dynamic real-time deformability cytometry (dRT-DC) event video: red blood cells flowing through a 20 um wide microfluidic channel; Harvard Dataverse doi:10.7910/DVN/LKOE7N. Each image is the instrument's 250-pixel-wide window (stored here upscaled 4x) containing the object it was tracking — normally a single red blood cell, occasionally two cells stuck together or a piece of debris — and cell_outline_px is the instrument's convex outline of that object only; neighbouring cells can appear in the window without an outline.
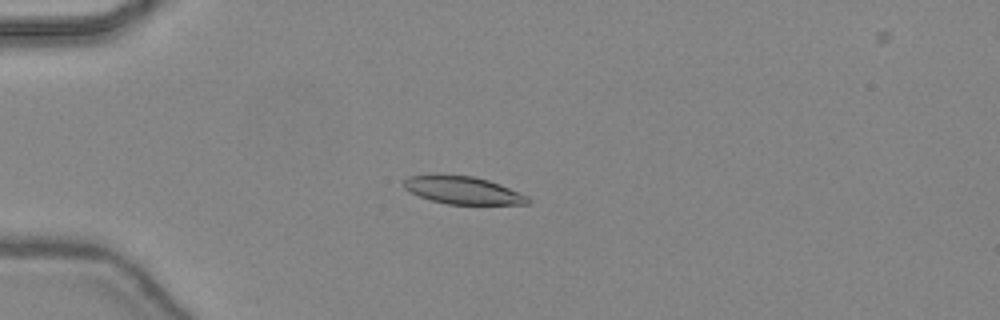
{"species": "common noctule bat (a hibernating species)", "species_latin": "Nyctalus noctula", "temperature_condition": "warm", "stored_images_in_passage": 48, "camera_frame_rate_fps": 3000, "um_per_image_px": 0.085, "animal": {"sex": "female", "body_mass_g": 24.6, "forearm_length_mm": 56.2}, "frame": {"image": 1, "passage_image": 14, "time_ms": 4.333, "image_size_px": [1000, 320], "cell_outline_px": [[532, 200], [528, 204], [448, 204], [432, 200], [420, 196], [404, 188], [404, 180], [408, 176], [440, 172], [472, 176], [488, 180], [500, 184], [528, 196]], "centroid_in_image_um": [39.32, 16.13], "position_along_channel_um": 45.7, "area_um2": 20.35}}
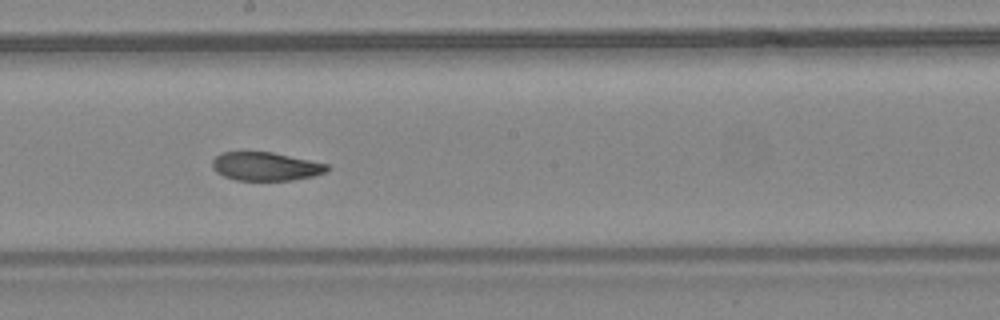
{"frame": {"image": 2, "passage_image": 28, "time_ms": 9.0, "image_size_px": [1000, 320], "cell_outline_px": [[332, 168], [324, 172], [312, 176], [292, 180], [236, 180], [224, 176], [216, 172], [212, 168], [212, 160], [220, 152], [272, 152], [328, 164]], "centroid_in_image_um": [22.56, 14.14], "position_along_channel_um": 225.6, "area_um2": 19.02}}
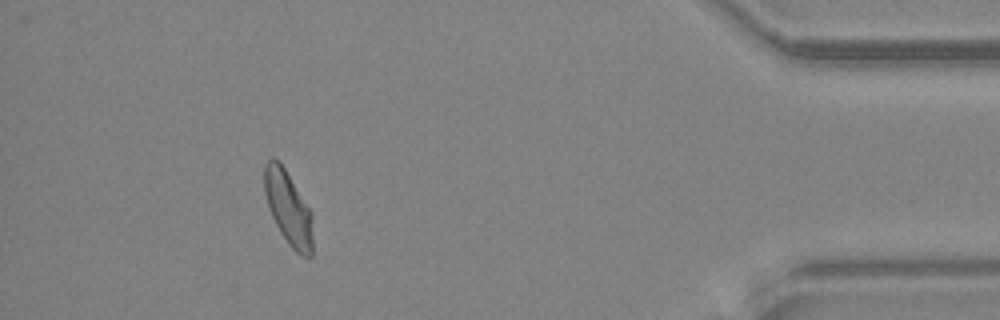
{"frame": {"image": 3, "passage_image": 44, "time_ms": 14.333, "image_size_px": [1000, 320], "cell_outline_px": [[312, 256], [300, 256], [288, 244], [280, 232], [272, 216], [264, 192], [264, 164], [272, 156], [280, 160], [312, 212]], "centroid_in_image_um": [24.5, 17.65], "position_along_channel_um": 410.7, "area_um2": 20.98}, "authors_computed_cell_mechanics": {"area_um2": 20.519, "velocity_mm_per_s": 4.4407, "shape_relaxation_time_tau1_ms": 5.6228, "shape_relaxation_time_tau2_ms": 2.7735, "deformation_change_tau1": 0.1672, "deformation_change_tau2": 0.0856}}